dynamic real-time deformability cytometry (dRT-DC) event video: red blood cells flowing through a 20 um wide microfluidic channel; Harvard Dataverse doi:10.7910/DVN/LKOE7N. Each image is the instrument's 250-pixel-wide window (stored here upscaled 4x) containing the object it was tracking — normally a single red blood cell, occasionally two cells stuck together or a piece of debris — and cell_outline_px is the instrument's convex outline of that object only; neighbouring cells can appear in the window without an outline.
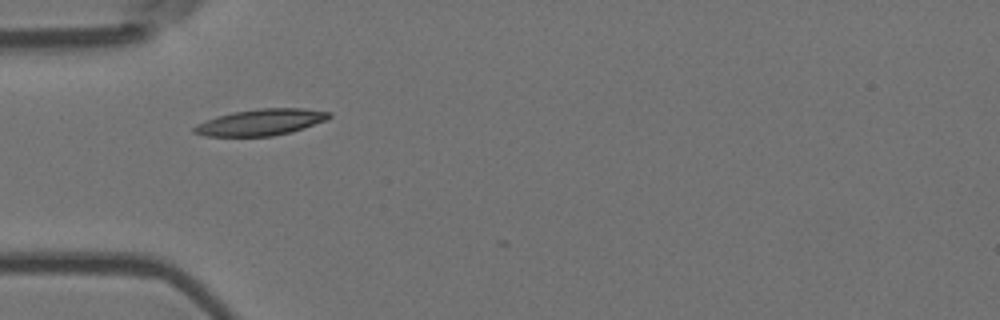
{"species": "Egyptian fruit bat (a non-hibernating species)", "species_latin": "Rousettus aegyptiacus", "temperature_condition": "room temperature", "stored_images_in_passage": 2, "camera_frame_rate_fps": 3000, "um_per_image_px": 0.085, "animal": {"sex": "female"}, "frame": {"image": 1, "passage_image": 1, "time_ms": 0.0, "image_size_px": [1000, 320], "cell_outline_px": [[332, 116], [328, 120], [292, 132], [272, 136], [204, 136], [192, 132], [192, 128], [196, 124], [216, 116], [232, 112], [256, 108], [304, 108], [332, 112]], "centroid_in_image_um": [22.19, 10.38], "position_along_channel_um": 62.8, "area_um2": 21.04}}